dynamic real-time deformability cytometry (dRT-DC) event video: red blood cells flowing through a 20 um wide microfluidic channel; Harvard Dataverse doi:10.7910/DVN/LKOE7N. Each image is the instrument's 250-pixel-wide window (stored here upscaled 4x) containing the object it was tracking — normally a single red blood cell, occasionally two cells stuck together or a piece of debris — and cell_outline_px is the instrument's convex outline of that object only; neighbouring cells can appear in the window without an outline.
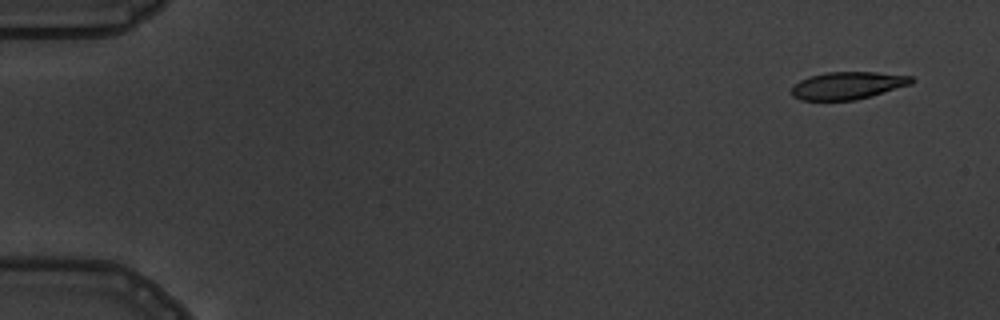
{"species": "common noctule bat (a hibernating species)", "species_latin": "Nyctalus noctula", "temperature_condition": "warm", "stored_images_in_passage": 8, "camera_frame_rate_fps": 3000, "um_per_image_px": 0.085, "animal": {"sex": "male", "body_mass_g": 19.5, "forearm_length_mm": 54.6}, "frame": {"image": 1, "passage_image": 1, "time_ms": 0.0, "image_size_px": [1000, 320], "cell_outline_px": [[916, 80], [912, 84], [872, 96], [856, 100], [800, 100], [792, 96], [788, 92], [800, 80], [812, 76], [828, 72], [876, 72], [912, 76]], "centroid_in_image_um": [72.08, 7.27], "position_along_channel_um": 12.9, "area_um2": 19.31}}
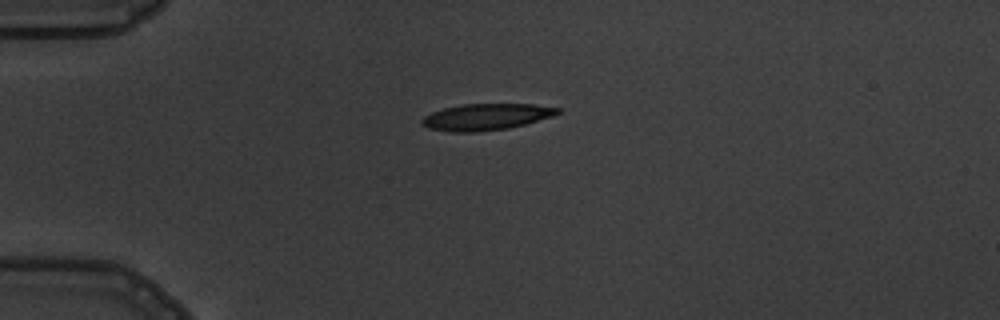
{"frame": {"image": 2, "passage_image": 4, "time_ms": 3.667, "image_size_px": [1000, 320], "cell_outline_px": [[560, 112], [552, 116], [524, 124], [508, 128], [476, 132], [452, 132], [428, 128], [420, 120], [424, 116], [432, 112], [444, 108], [464, 104], [532, 104], [560, 108]], "centroid_in_image_um": [41.31, 9.93], "position_along_channel_um": 43.7, "area_um2": 20.69}}
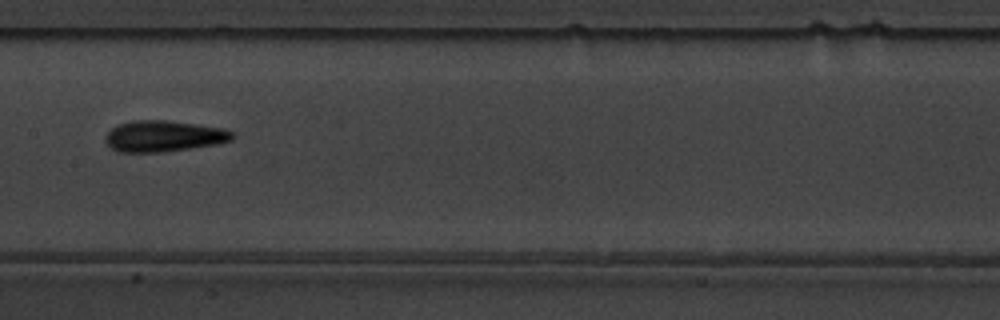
{"frame": {"image": 3, "passage_image": 8, "time_ms": 8.333, "image_size_px": [1000, 320], "cell_outline_px": [[236, 136], [232, 140], [216, 144], [160, 152], [116, 152], [104, 140], [104, 136], [112, 128], [120, 124], [132, 120], [168, 120], [224, 128], [236, 132]], "centroid_in_image_um": [13.93, 11.56], "position_along_channel_um": 193.5, "area_um2": 23.12}}